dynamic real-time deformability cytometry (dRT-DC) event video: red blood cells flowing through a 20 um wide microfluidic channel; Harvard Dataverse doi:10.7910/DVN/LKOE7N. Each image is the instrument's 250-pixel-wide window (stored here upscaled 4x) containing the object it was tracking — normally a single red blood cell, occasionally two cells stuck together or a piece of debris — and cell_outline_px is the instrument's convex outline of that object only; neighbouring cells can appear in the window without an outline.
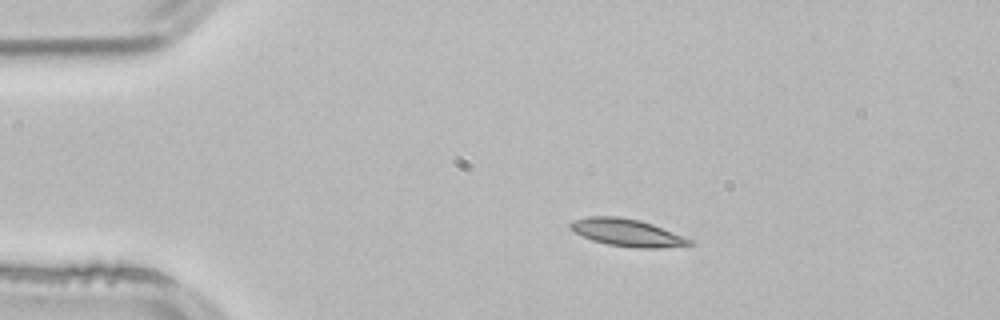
{"species": "common noctule bat (a hibernating species)", "species_latin": "Nyctalus noctula", "temperature_condition": "room temperature", "stored_images_in_passage": 1, "camera_frame_rate_fps": 3000, "um_per_image_px": 0.085, "animal": {"sex": "male", "body_mass_g": 21.5, "forearm_length_mm": 52.0}, "frame": {"image": 1, "passage_image": 1, "time_ms": 0.0, "image_size_px": [1000, 320], "cell_outline_px": [[692, 244], [656, 248], [636, 248], [608, 244], [592, 240], [576, 232], [568, 224], [572, 220], [588, 216], [616, 216], [640, 220], [652, 224], [684, 236], [692, 240]], "centroid_in_image_um": [53.29, 19.76], "position_along_channel_um": 31.7, "area_um2": 18.73}}